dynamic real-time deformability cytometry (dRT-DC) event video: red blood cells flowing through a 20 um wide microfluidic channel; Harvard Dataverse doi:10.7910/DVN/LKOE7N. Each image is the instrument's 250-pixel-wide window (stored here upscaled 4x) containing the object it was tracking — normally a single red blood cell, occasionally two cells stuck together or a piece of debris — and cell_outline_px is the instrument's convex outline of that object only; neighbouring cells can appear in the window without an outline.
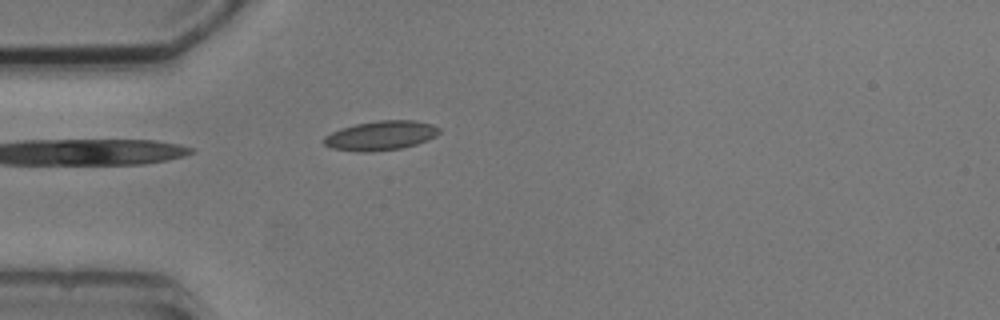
{"species": "common noctule bat (a hibernating species)", "species_latin": "Nyctalus noctula", "temperature_condition": "cold", "stored_images_in_passage": 2, "camera_frame_rate_fps": 3000, "um_per_image_px": 0.085, "animal": {"sex": "male", "body_mass_g": 20.5, "forearm_length_mm": 52.5}, "frame": {"image": 1, "passage_image": 2, "time_ms": 2.0, "image_size_px": [1000, 320], "cell_outline_px": [[440, 132], [436, 136], [428, 140], [416, 144], [400, 148], [372, 152], [356, 152], [332, 148], [324, 144], [324, 136], [340, 128], [356, 124], [380, 120], [412, 120], [432, 124], [440, 128]], "centroid_in_image_um": [32.37, 11.52], "position_along_channel_um": 52.6, "area_um2": 19.77}}